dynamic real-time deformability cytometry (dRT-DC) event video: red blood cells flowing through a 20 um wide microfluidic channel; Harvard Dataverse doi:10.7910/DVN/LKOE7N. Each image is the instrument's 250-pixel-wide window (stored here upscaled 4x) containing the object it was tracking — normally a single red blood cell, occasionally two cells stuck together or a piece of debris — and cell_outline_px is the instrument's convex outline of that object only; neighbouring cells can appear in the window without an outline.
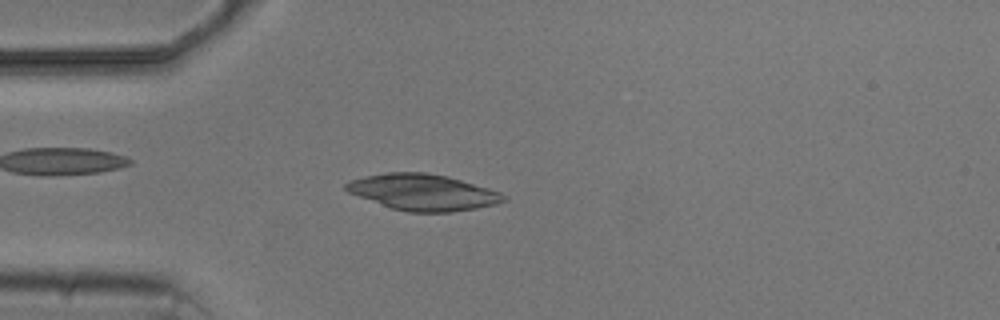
{"species": "common noctule bat (a hibernating species)", "species_latin": "Nyctalus noctula", "temperature_condition": "cold", "stored_images_in_passage": 2, "camera_frame_rate_fps": 3000, "um_per_image_px": 0.085, "animal": {"sex": "male", "body_mass_g": 20.5, "forearm_length_mm": 52.5}, "frame": {"image": 1, "passage_image": 1, "time_ms": 0.0, "image_size_px": [1000, 320], "cell_outline_px": [[508, 196], [504, 200], [496, 204], [476, 208], [452, 212], [408, 212], [392, 208], [348, 192], [344, 188], [344, 184], [352, 180], [364, 176], [388, 172], [424, 172], [448, 176], [488, 188], [500, 192]], "centroid_in_image_um": [35.96, 16.33], "position_along_channel_um": 49.0, "area_um2": 33.0}}